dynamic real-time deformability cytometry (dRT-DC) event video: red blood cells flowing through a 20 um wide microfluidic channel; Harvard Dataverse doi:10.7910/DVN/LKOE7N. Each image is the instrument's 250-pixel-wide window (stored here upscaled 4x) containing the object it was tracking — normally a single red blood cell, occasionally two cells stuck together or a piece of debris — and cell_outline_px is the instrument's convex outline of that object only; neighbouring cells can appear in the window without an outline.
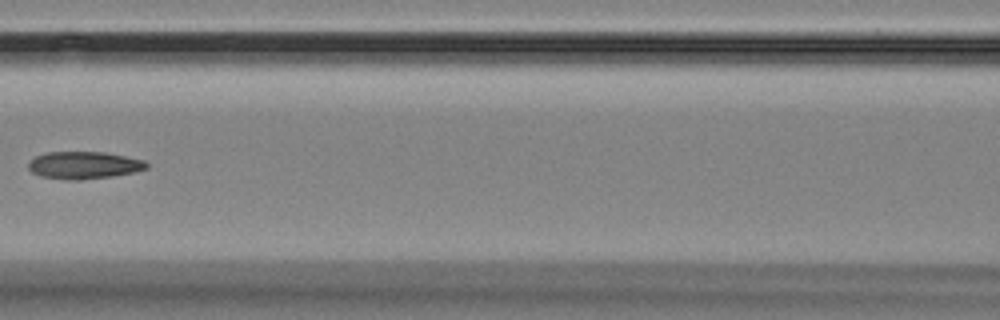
{"species": "Egyptian fruit bat (a non-hibernating species)", "species_latin": "Rousettus aegyptiacus", "temperature_condition": "room temperature", "stored_images_in_passage": 8, "camera_frame_rate_fps": 3000, "um_per_image_px": 0.085, "animal": {"sex": "female"}, "frame": {"image": 1, "passage_image": 7, "time_ms": 7.0, "image_size_px": [1000, 320], "cell_outline_px": [[148, 168], [132, 172], [112, 176], [80, 180], [72, 180], [40, 176], [32, 172], [28, 168], [28, 164], [36, 156], [48, 152], [104, 152], [144, 160], [148, 164]], "centroid_in_image_um": [7.13, 14.04], "position_along_channel_um": 159.5, "area_um2": 18.61}}
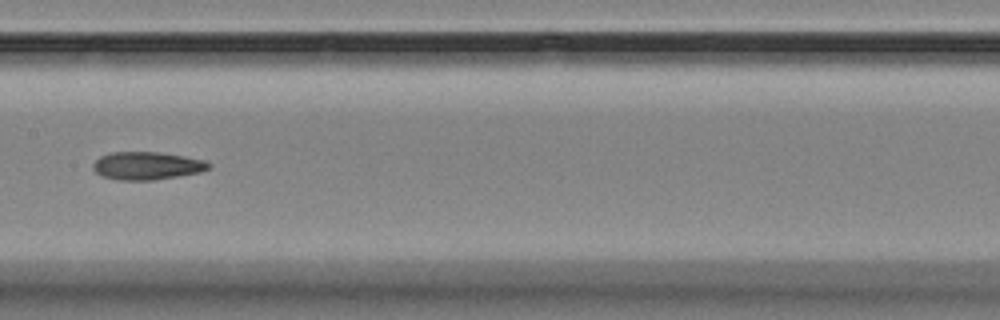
{"frame": {"image": 2, "passage_image": 8, "time_ms": 8.0, "image_size_px": [1000, 320], "cell_outline_px": [[212, 164], [208, 168], [200, 172], [152, 180], [116, 180], [104, 176], [96, 172], [92, 168], [92, 164], [100, 156], [112, 152], [156, 152], [184, 156], [204, 160]], "centroid_in_image_um": [12.46, 14.08], "position_along_channel_um": 194.9, "area_um2": 18.61}}